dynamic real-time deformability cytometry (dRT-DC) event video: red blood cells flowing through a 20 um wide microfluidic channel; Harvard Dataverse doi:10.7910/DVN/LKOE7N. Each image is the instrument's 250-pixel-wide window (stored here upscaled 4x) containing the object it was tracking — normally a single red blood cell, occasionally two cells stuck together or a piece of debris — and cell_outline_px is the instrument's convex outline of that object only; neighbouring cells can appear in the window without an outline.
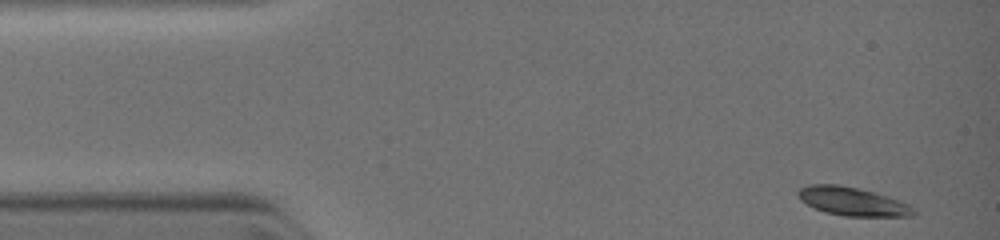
{"species": "common noctule bat (a hibernating species)", "species_latin": "Nyctalus noctula", "temperature_condition": "warm", "stored_images_in_passage": 4, "camera_frame_rate_fps": 3000, "um_per_image_px": 0.085, "animal": {"sex": "female", "body_mass_g": 19.0, "forearm_length_mm": 51.5}, "frame": {"image": 1, "passage_image": 1, "time_ms": 0.0, "image_size_px": [1000, 240], "cell_outline_px": [[916, 212], [912, 216], [844, 216], [824, 212], [800, 200], [796, 192], [800, 188], [808, 184], [840, 184], [872, 192], [908, 204], [916, 208]], "centroid_in_image_um": [72.42, 17.12], "position_along_channel_um": 12.6, "area_um2": 18.96}}
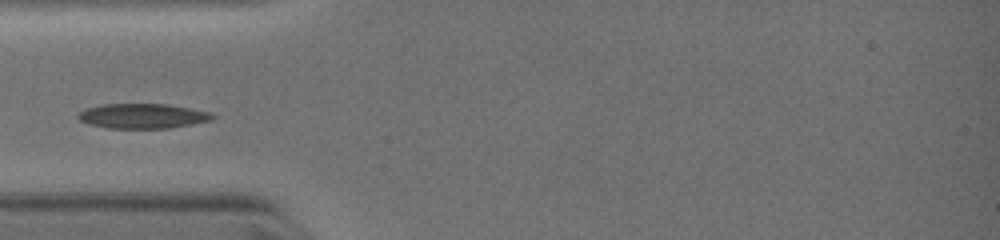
{"frame": {"image": 2, "passage_image": 4, "time_ms": 3.0, "image_size_px": [1000, 240], "cell_outline_px": [[216, 116], [212, 120], [168, 128], [108, 128], [88, 124], [80, 120], [76, 116], [80, 112], [88, 108], [100, 104], [168, 104], [208, 112]], "centroid_in_image_um": [12.09, 9.86], "position_along_channel_um": 72.9, "area_um2": 19.25}}